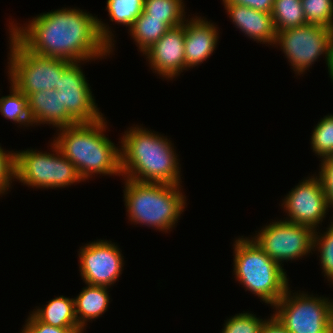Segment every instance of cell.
<instances>
[{
    "label": "cell",
    "mask_w": 333,
    "mask_h": 333,
    "mask_svg": "<svg viewBox=\"0 0 333 333\" xmlns=\"http://www.w3.org/2000/svg\"><path fill=\"white\" fill-rule=\"evenodd\" d=\"M266 319L258 318L254 313H237L225 321L221 333H259Z\"/></svg>",
    "instance_id": "83f0119b"
},
{
    "label": "cell",
    "mask_w": 333,
    "mask_h": 333,
    "mask_svg": "<svg viewBox=\"0 0 333 333\" xmlns=\"http://www.w3.org/2000/svg\"><path fill=\"white\" fill-rule=\"evenodd\" d=\"M329 77L331 78V81H332V83H333V73H332V75L329 76Z\"/></svg>",
    "instance_id": "d590c367"
},
{
    "label": "cell",
    "mask_w": 333,
    "mask_h": 333,
    "mask_svg": "<svg viewBox=\"0 0 333 333\" xmlns=\"http://www.w3.org/2000/svg\"><path fill=\"white\" fill-rule=\"evenodd\" d=\"M151 70L163 79L172 80L180 76L185 66L184 23L169 28L166 33L143 54Z\"/></svg>",
    "instance_id": "5bb4252c"
},
{
    "label": "cell",
    "mask_w": 333,
    "mask_h": 333,
    "mask_svg": "<svg viewBox=\"0 0 333 333\" xmlns=\"http://www.w3.org/2000/svg\"><path fill=\"white\" fill-rule=\"evenodd\" d=\"M259 333H289L287 329L272 314L265 320Z\"/></svg>",
    "instance_id": "1f68e13d"
},
{
    "label": "cell",
    "mask_w": 333,
    "mask_h": 333,
    "mask_svg": "<svg viewBox=\"0 0 333 333\" xmlns=\"http://www.w3.org/2000/svg\"><path fill=\"white\" fill-rule=\"evenodd\" d=\"M223 5L235 27L240 29L244 35L258 43L274 46L277 32L271 13L257 11L235 3H223Z\"/></svg>",
    "instance_id": "2e32d148"
},
{
    "label": "cell",
    "mask_w": 333,
    "mask_h": 333,
    "mask_svg": "<svg viewBox=\"0 0 333 333\" xmlns=\"http://www.w3.org/2000/svg\"><path fill=\"white\" fill-rule=\"evenodd\" d=\"M233 246L236 281L264 303L274 306L290 285L283 266L271 259L250 237H239Z\"/></svg>",
    "instance_id": "5b68a950"
},
{
    "label": "cell",
    "mask_w": 333,
    "mask_h": 333,
    "mask_svg": "<svg viewBox=\"0 0 333 333\" xmlns=\"http://www.w3.org/2000/svg\"><path fill=\"white\" fill-rule=\"evenodd\" d=\"M271 15L276 31L306 24L301 0H275Z\"/></svg>",
    "instance_id": "603a6c76"
},
{
    "label": "cell",
    "mask_w": 333,
    "mask_h": 333,
    "mask_svg": "<svg viewBox=\"0 0 333 333\" xmlns=\"http://www.w3.org/2000/svg\"><path fill=\"white\" fill-rule=\"evenodd\" d=\"M13 23L9 21V32L27 50L40 56L85 63L106 58L115 49L109 25L80 8L39 14L24 27Z\"/></svg>",
    "instance_id": "6da1fadb"
},
{
    "label": "cell",
    "mask_w": 333,
    "mask_h": 333,
    "mask_svg": "<svg viewBox=\"0 0 333 333\" xmlns=\"http://www.w3.org/2000/svg\"><path fill=\"white\" fill-rule=\"evenodd\" d=\"M222 3H235L253 9V0H222Z\"/></svg>",
    "instance_id": "836d02e7"
},
{
    "label": "cell",
    "mask_w": 333,
    "mask_h": 333,
    "mask_svg": "<svg viewBox=\"0 0 333 333\" xmlns=\"http://www.w3.org/2000/svg\"><path fill=\"white\" fill-rule=\"evenodd\" d=\"M171 28L162 19L145 18V11L128 29L132 39L143 54Z\"/></svg>",
    "instance_id": "ffe728a7"
},
{
    "label": "cell",
    "mask_w": 333,
    "mask_h": 333,
    "mask_svg": "<svg viewBox=\"0 0 333 333\" xmlns=\"http://www.w3.org/2000/svg\"><path fill=\"white\" fill-rule=\"evenodd\" d=\"M281 206L289 217L285 221L309 226L314 230H318L317 227L322 225L329 212L321 180L316 174L304 178L292 188L282 199Z\"/></svg>",
    "instance_id": "8fae6325"
},
{
    "label": "cell",
    "mask_w": 333,
    "mask_h": 333,
    "mask_svg": "<svg viewBox=\"0 0 333 333\" xmlns=\"http://www.w3.org/2000/svg\"><path fill=\"white\" fill-rule=\"evenodd\" d=\"M10 94L0 98V113L18 126H34L28 110V98L13 83L10 84Z\"/></svg>",
    "instance_id": "7402d4cb"
},
{
    "label": "cell",
    "mask_w": 333,
    "mask_h": 333,
    "mask_svg": "<svg viewBox=\"0 0 333 333\" xmlns=\"http://www.w3.org/2000/svg\"><path fill=\"white\" fill-rule=\"evenodd\" d=\"M314 127L310 138L311 149L321 160L328 158L333 152V114L325 115Z\"/></svg>",
    "instance_id": "d4e9b609"
},
{
    "label": "cell",
    "mask_w": 333,
    "mask_h": 333,
    "mask_svg": "<svg viewBox=\"0 0 333 333\" xmlns=\"http://www.w3.org/2000/svg\"><path fill=\"white\" fill-rule=\"evenodd\" d=\"M50 146L53 153L38 149L15 151V181L36 189L65 188L84 182L74 164L53 142Z\"/></svg>",
    "instance_id": "8992f818"
},
{
    "label": "cell",
    "mask_w": 333,
    "mask_h": 333,
    "mask_svg": "<svg viewBox=\"0 0 333 333\" xmlns=\"http://www.w3.org/2000/svg\"><path fill=\"white\" fill-rule=\"evenodd\" d=\"M255 232L251 238L279 265L284 261L302 259L313 251L315 230L309 226L291 223L283 218Z\"/></svg>",
    "instance_id": "30bf717a"
},
{
    "label": "cell",
    "mask_w": 333,
    "mask_h": 333,
    "mask_svg": "<svg viewBox=\"0 0 333 333\" xmlns=\"http://www.w3.org/2000/svg\"><path fill=\"white\" fill-rule=\"evenodd\" d=\"M306 23L333 29V0H301Z\"/></svg>",
    "instance_id": "4316f807"
},
{
    "label": "cell",
    "mask_w": 333,
    "mask_h": 333,
    "mask_svg": "<svg viewBox=\"0 0 333 333\" xmlns=\"http://www.w3.org/2000/svg\"><path fill=\"white\" fill-rule=\"evenodd\" d=\"M276 32L274 46H280L296 76L306 73L322 55L325 56L328 73L332 75L333 29L306 23Z\"/></svg>",
    "instance_id": "ba28073f"
},
{
    "label": "cell",
    "mask_w": 333,
    "mask_h": 333,
    "mask_svg": "<svg viewBox=\"0 0 333 333\" xmlns=\"http://www.w3.org/2000/svg\"><path fill=\"white\" fill-rule=\"evenodd\" d=\"M183 0H144L145 18L162 19L170 27L186 21Z\"/></svg>",
    "instance_id": "44dd1931"
},
{
    "label": "cell",
    "mask_w": 333,
    "mask_h": 333,
    "mask_svg": "<svg viewBox=\"0 0 333 333\" xmlns=\"http://www.w3.org/2000/svg\"><path fill=\"white\" fill-rule=\"evenodd\" d=\"M330 223L326 231H322L323 234L315 230L313 251L318 250L320 253L319 260L324 277L333 285V221L330 220Z\"/></svg>",
    "instance_id": "484cf974"
},
{
    "label": "cell",
    "mask_w": 333,
    "mask_h": 333,
    "mask_svg": "<svg viewBox=\"0 0 333 333\" xmlns=\"http://www.w3.org/2000/svg\"><path fill=\"white\" fill-rule=\"evenodd\" d=\"M79 250V271L85 283L110 288L122 274L124 256L114 242L99 239Z\"/></svg>",
    "instance_id": "7c38bea8"
},
{
    "label": "cell",
    "mask_w": 333,
    "mask_h": 333,
    "mask_svg": "<svg viewBox=\"0 0 333 333\" xmlns=\"http://www.w3.org/2000/svg\"><path fill=\"white\" fill-rule=\"evenodd\" d=\"M105 119L56 130L53 143L74 164L83 181L95 174L122 176L120 146L104 134L108 128Z\"/></svg>",
    "instance_id": "3957f363"
},
{
    "label": "cell",
    "mask_w": 333,
    "mask_h": 333,
    "mask_svg": "<svg viewBox=\"0 0 333 333\" xmlns=\"http://www.w3.org/2000/svg\"><path fill=\"white\" fill-rule=\"evenodd\" d=\"M47 303L32 312L39 321L59 328H81L75 316L74 298L60 295Z\"/></svg>",
    "instance_id": "d6986e66"
},
{
    "label": "cell",
    "mask_w": 333,
    "mask_h": 333,
    "mask_svg": "<svg viewBox=\"0 0 333 333\" xmlns=\"http://www.w3.org/2000/svg\"><path fill=\"white\" fill-rule=\"evenodd\" d=\"M275 0H253V9L271 13Z\"/></svg>",
    "instance_id": "d6a6232c"
},
{
    "label": "cell",
    "mask_w": 333,
    "mask_h": 333,
    "mask_svg": "<svg viewBox=\"0 0 333 333\" xmlns=\"http://www.w3.org/2000/svg\"><path fill=\"white\" fill-rule=\"evenodd\" d=\"M328 159L333 163V152L328 156Z\"/></svg>",
    "instance_id": "e575fe53"
},
{
    "label": "cell",
    "mask_w": 333,
    "mask_h": 333,
    "mask_svg": "<svg viewBox=\"0 0 333 333\" xmlns=\"http://www.w3.org/2000/svg\"><path fill=\"white\" fill-rule=\"evenodd\" d=\"M204 17L195 16L184 22L186 70L202 64L214 52L219 39L218 27Z\"/></svg>",
    "instance_id": "9a60e30c"
},
{
    "label": "cell",
    "mask_w": 333,
    "mask_h": 333,
    "mask_svg": "<svg viewBox=\"0 0 333 333\" xmlns=\"http://www.w3.org/2000/svg\"><path fill=\"white\" fill-rule=\"evenodd\" d=\"M28 110L35 125H52L53 128H63L78 122L62 107L61 95L56 90L38 91L29 94Z\"/></svg>",
    "instance_id": "e0dca14e"
},
{
    "label": "cell",
    "mask_w": 333,
    "mask_h": 333,
    "mask_svg": "<svg viewBox=\"0 0 333 333\" xmlns=\"http://www.w3.org/2000/svg\"><path fill=\"white\" fill-rule=\"evenodd\" d=\"M123 179V197L131 224L146 225L165 233L172 231L187 204L183 186Z\"/></svg>",
    "instance_id": "277c9868"
},
{
    "label": "cell",
    "mask_w": 333,
    "mask_h": 333,
    "mask_svg": "<svg viewBox=\"0 0 333 333\" xmlns=\"http://www.w3.org/2000/svg\"><path fill=\"white\" fill-rule=\"evenodd\" d=\"M8 77L26 96L38 91L58 88L63 70L71 63L67 60L40 56L27 50L9 32Z\"/></svg>",
    "instance_id": "52a82bcc"
},
{
    "label": "cell",
    "mask_w": 333,
    "mask_h": 333,
    "mask_svg": "<svg viewBox=\"0 0 333 333\" xmlns=\"http://www.w3.org/2000/svg\"><path fill=\"white\" fill-rule=\"evenodd\" d=\"M291 292L289 287L272 307L273 315L289 333H333V299Z\"/></svg>",
    "instance_id": "9c48e42d"
},
{
    "label": "cell",
    "mask_w": 333,
    "mask_h": 333,
    "mask_svg": "<svg viewBox=\"0 0 333 333\" xmlns=\"http://www.w3.org/2000/svg\"><path fill=\"white\" fill-rule=\"evenodd\" d=\"M319 167L317 176L321 180L329 208H333V163L328 158H324Z\"/></svg>",
    "instance_id": "4dcf8cb0"
},
{
    "label": "cell",
    "mask_w": 333,
    "mask_h": 333,
    "mask_svg": "<svg viewBox=\"0 0 333 333\" xmlns=\"http://www.w3.org/2000/svg\"><path fill=\"white\" fill-rule=\"evenodd\" d=\"M23 333H83L82 328H59L39 321L32 313L26 319L22 326Z\"/></svg>",
    "instance_id": "f546056e"
},
{
    "label": "cell",
    "mask_w": 333,
    "mask_h": 333,
    "mask_svg": "<svg viewBox=\"0 0 333 333\" xmlns=\"http://www.w3.org/2000/svg\"><path fill=\"white\" fill-rule=\"evenodd\" d=\"M85 284L86 287L74 298L75 316L83 330H86L87 322L103 315L110 304L109 287Z\"/></svg>",
    "instance_id": "ac0fdd59"
},
{
    "label": "cell",
    "mask_w": 333,
    "mask_h": 333,
    "mask_svg": "<svg viewBox=\"0 0 333 333\" xmlns=\"http://www.w3.org/2000/svg\"><path fill=\"white\" fill-rule=\"evenodd\" d=\"M106 4L110 21L117 25L122 24L128 29L142 14L144 8V0H107Z\"/></svg>",
    "instance_id": "cb8c5ba5"
},
{
    "label": "cell",
    "mask_w": 333,
    "mask_h": 333,
    "mask_svg": "<svg viewBox=\"0 0 333 333\" xmlns=\"http://www.w3.org/2000/svg\"><path fill=\"white\" fill-rule=\"evenodd\" d=\"M15 152L5 151L0 145V195L11 188L12 181H15Z\"/></svg>",
    "instance_id": "f1b7e54d"
},
{
    "label": "cell",
    "mask_w": 333,
    "mask_h": 333,
    "mask_svg": "<svg viewBox=\"0 0 333 333\" xmlns=\"http://www.w3.org/2000/svg\"><path fill=\"white\" fill-rule=\"evenodd\" d=\"M81 63L83 62H71L63 70L55 90L61 95L62 107H66L67 112L78 123H92L103 118V114L96 105Z\"/></svg>",
    "instance_id": "4fadbf2b"
},
{
    "label": "cell",
    "mask_w": 333,
    "mask_h": 333,
    "mask_svg": "<svg viewBox=\"0 0 333 333\" xmlns=\"http://www.w3.org/2000/svg\"><path fill=\"white\" fill-rule=\"evenodd\" d=\"M128 129L119 139L122 177L137 182L181 185L180 160L172 141L139 125Z\"/></svg>",
    "instance_id": "7a4b0ae2"
}]
</instances>
